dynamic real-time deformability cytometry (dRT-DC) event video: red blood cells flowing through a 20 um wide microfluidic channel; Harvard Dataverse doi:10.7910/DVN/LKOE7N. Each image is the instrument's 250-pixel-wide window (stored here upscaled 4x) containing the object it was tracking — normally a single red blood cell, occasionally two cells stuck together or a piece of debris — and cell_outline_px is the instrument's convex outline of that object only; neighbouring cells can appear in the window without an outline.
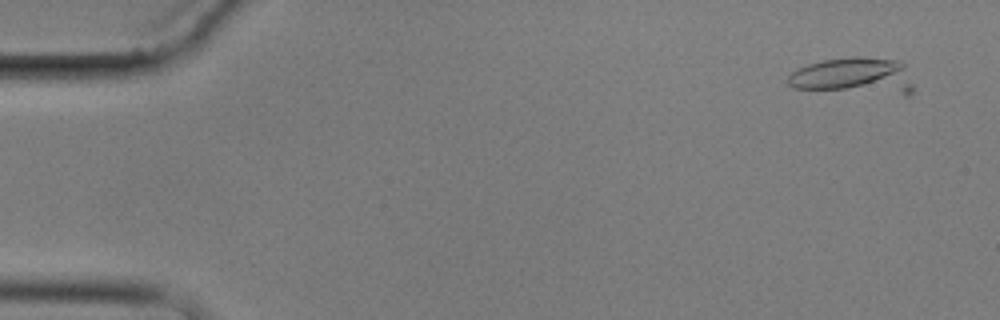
{"species": "common noctule bat (a hibernating species)", "species_latin": "Nyctalus noctula", "temperature_condition": "cold", "stored_images_in_passage": 4, "camera_frame_rate_fps": 3000, "um_per_image_px": 0.085, "animal": {"sex": "male", "body_mass_g": 17.9}, "frame": {"image": 1, "passage_image": 1, "time_ms": 0.0, "image_size_px": [1000, 320], "cell_outline_px": [[912, 92], [908, 96], [904, 96], [792, 88], [788, 84], [788, 76], [792, 72], [808, 64], [824, 60], [852, 56], [856, 56], [900, 60], [904, 64], [912, 84]], "centroid_in_image_um": [72.63, 6.48], "position_along_channel_um": 12.4, "area_um2": 27.4}}
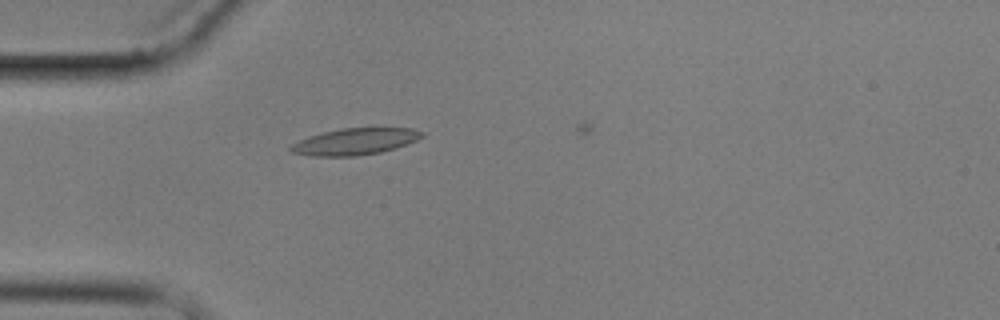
{"frame": {"image": 2, "passage_image": 4, "time_ms": 4.333, "image_size_px": [1000, 320], "cell_outline_px": [[424, 136], [416, 140], [396, 148], [380, 152], [356, 156], [312, 156], [292, 152], [288, 148], [292, 144], [300, 140], [324, 132], [340, 128], [412, 128], [424, 132]], "centroid_in_image_um": [30.2, 12.03], "position_along_channel_um": 54.8, "area_um2": 20.11}}